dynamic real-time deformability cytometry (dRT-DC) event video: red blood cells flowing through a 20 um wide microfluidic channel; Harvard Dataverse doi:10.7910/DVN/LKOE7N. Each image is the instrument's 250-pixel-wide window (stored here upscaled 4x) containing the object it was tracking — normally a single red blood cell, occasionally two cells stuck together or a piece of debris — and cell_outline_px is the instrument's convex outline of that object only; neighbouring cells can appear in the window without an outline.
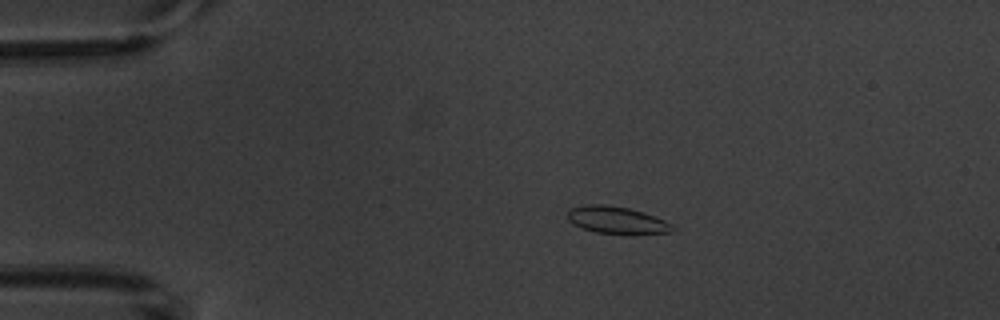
{"species": "common noctule bat (a hibernating species)", "species_latin": "Nyctalus noctula", "temperature_condition": "warm", "stored_images_in_passage": 6, "camera_frame_rate_fps": 3000, "um_per_image_px": 0.085, "animal": {"sex": "male", "body_mass_g": 20.1, "forearm_length_mm": 53.5}, "frame": {"image": 1, "passage_image": 2, "time_ms": 1.333, "image_size_px": [1000, 320], "cell_outline_px": [[676, 228], [672, 232], [632, 236], [596, 232], [584, 228], [568, 220], [568, 212], [572, 208], [584, 204], [604, 204], [628, 208], [644, 212], [664, 220], [672, 224]], "centroid_in_image_um": [52.51, 18.74], "position_along_channel_um": 32.5, "area_um2": 16.99}}
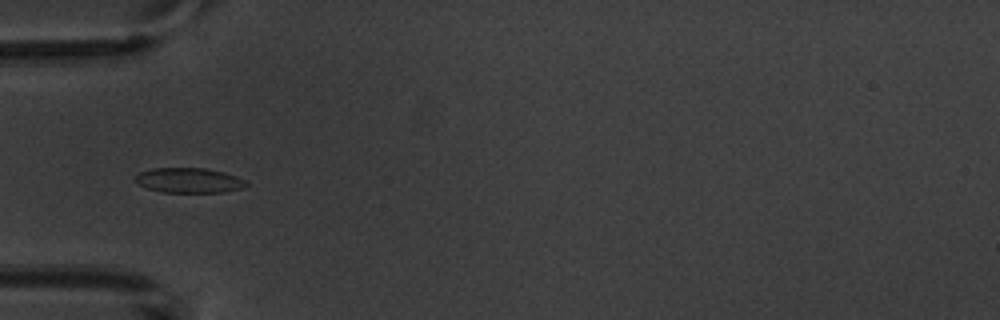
{"frame": {"image": 2, "passage_image": 4, "time_ms": 3.667, "image_size_px": [1000, 320], "cell_outline_px": [[248, 184], [240, 188], [224, 192], [164, 192], [148, 188], [140, 184], [136, 180], [136, 176], [140, 172], [152, 168], [204, 168], [224, 172], [248, 180]], "centroid_in_image_um": [16.11, 15.32], "position_along_channel_um": 68.9, "area_um2": 15.95}}
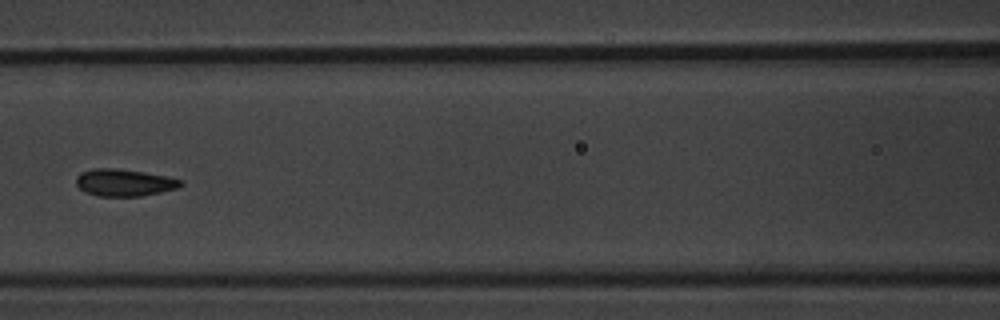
{"frame": {"image": 3, "passage_image": 6, "time_ms": 6.0, "image_size_px": [1000, 320], "cell_outline_px": [[184, 184], [176, 188], [160, 192], [140, 196], [100, 196], [84, 192], [76, 184], [76, 176], [80, 172], [92, 168], [116, 168], [144, 172], [168, 176], [184, 180]], "centroid_in_image_um": [10.55, 15.51], "position_along_channel_um": 156.0, "area_um2": 16.65}}